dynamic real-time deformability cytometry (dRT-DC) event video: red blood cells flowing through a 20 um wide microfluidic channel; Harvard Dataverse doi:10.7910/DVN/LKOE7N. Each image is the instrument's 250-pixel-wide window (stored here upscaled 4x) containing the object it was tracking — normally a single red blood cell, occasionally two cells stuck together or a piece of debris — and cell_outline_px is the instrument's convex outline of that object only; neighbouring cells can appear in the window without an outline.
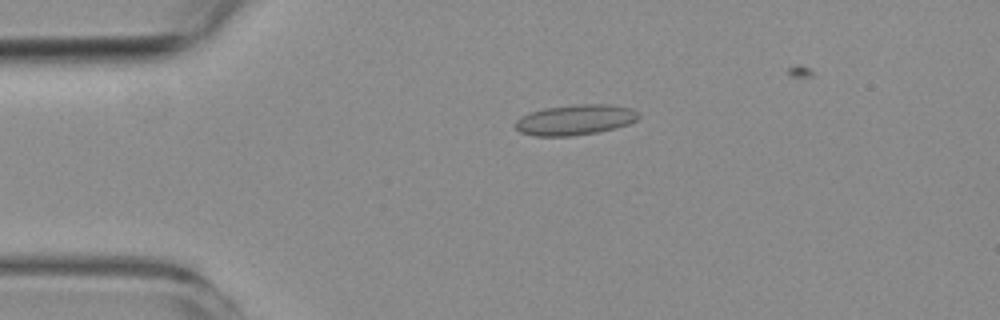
{"species": "common noctule bat (a hibernating species)", "species_latin": "Nyctalus noctula", "temperature_condition": "room temperature", "stored_images_in_passage": 5, "camera_frame_rate_fps": 3000, "um_per_image_px": 0.085, "animal": {"sex": "female", "body_mass_g": 19.3, "forearm_length_mm": 54.1}, "frame": {"image": 1, "passage_image": 2, "time_ms": 3.333, "image_size_px": [1000, 320], "cell_outline_px": [[640, 116], [636, 120], [628, 124], [616, 128], [596, 132], [572, 136], [536, 136], [520, 132], [516, 128], [516, 120], [532, 112], [548, 108], [580, 104], [608, 104], [632, 108], [640, 112]], "centroid_in_image_um": [48.96, 10.19], "position_along_channel_um": 36.0, "area_um2": 21.62}}
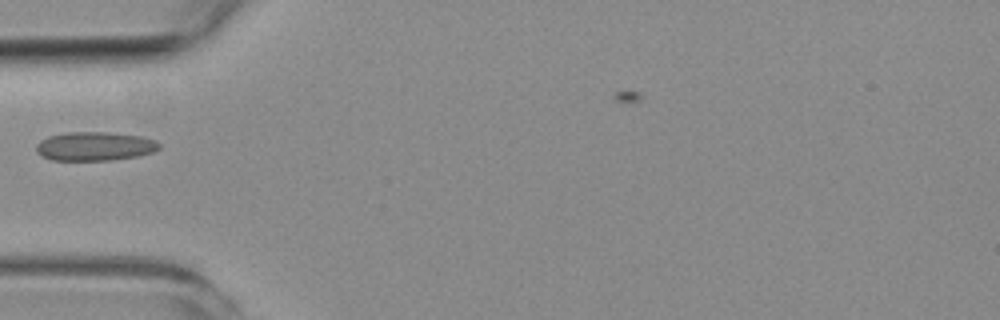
{"frame": {"image": 2, "passage_image": 4, "time_ms": 5.333, "image_size_px": [1000, 320], "cell_outline_px": [[160, 148], [152, 152], [136, 156], [112, 160], [52, 160], [40, 156], [36, 152], [36, 144], [40, 140], [48, 136], [64, 132], [104, 132], [144, 136], [156, 140], [160, 144]], "centroid_in_image_um": [8.03, 12.42], "position_along_channel_um": 77.0, "area_um2": 20.87}}